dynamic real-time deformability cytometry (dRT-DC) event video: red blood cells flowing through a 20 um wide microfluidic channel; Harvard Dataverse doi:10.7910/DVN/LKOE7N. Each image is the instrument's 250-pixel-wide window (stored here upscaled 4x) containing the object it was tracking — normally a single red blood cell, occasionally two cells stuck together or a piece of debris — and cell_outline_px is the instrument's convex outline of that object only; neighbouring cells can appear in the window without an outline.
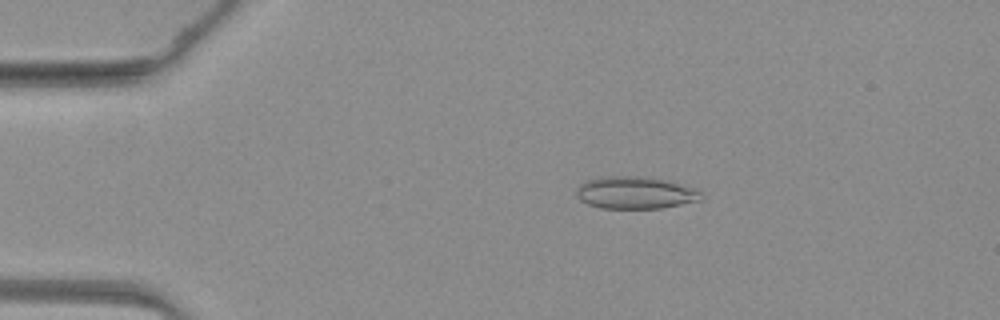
{"species": "common noctule bat (a hibernating species)", "species_latin": "Nyctalus noctula", "temperature_condition": "warm", "stored_images_in_passage": 47, "camera_frame_rate_fps": 3000, "um_per_image_px": 0.085, "animal": {"sex": "female", "body_mass_g": 19.3, "forearm_length_mm": 54.1}, "frame": {"image": 1, "passage_image": 9, "time_ms": 2.667, "image_size_px": [1000, 320], "cell_outline_px": [[704, 196], [700, 200], [660, 208], [600, 208], [588, 204], [580, 200], [576, 196], [576, 188], [580, 184], [588, 180], [612, 176], [660, 180], [692, 188], [700, 192]], "centroid_in_image_um": [53.93, 16.42], "position_along_channel_um": 31.1, "area_um2": 22.48}}
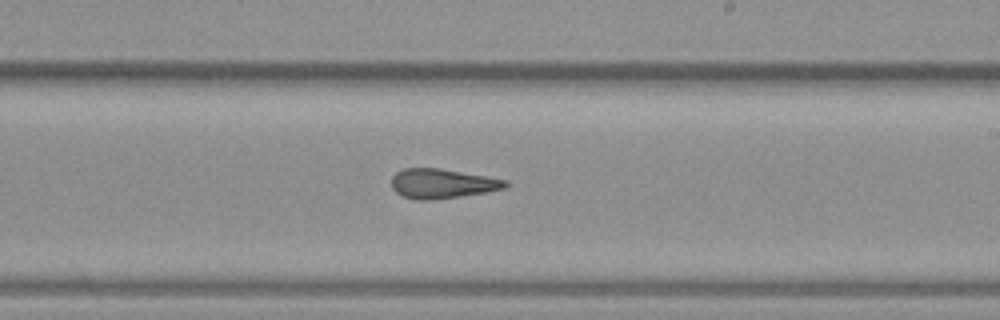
{"frame": {"image": 2, "passage_image": 28, "time_ms": 9.0, "image_size_px": [1000, 320], "cell_outline_px": [[508, 184], [504, 188], [484, 192], [460, 196], [432, 200], [416, 200], [404, 196], [396, 192], [392, 188], [392, 176], [396, 172], [404, 168], [440, 168], [488, 176], [508, 180]], "centroid_in_image_um": [37.57, 15.59], "position_along_channel_um": 251.4, "area_um2": 19.59}}
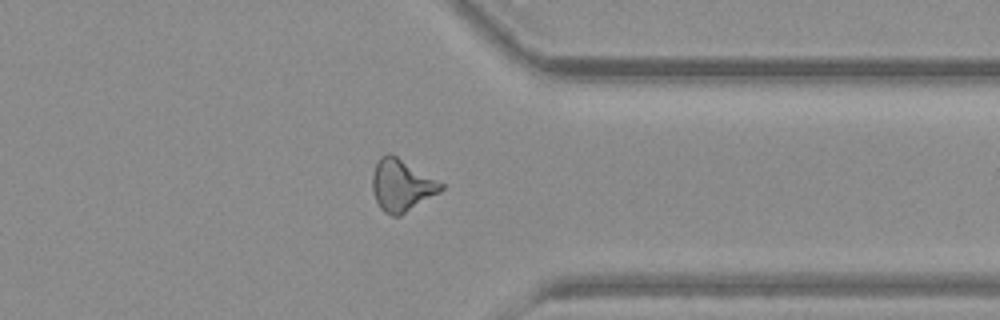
{"frame": {"image": 3, "passage_image": 37, "time_ms": 12.0, "image_size_px": [1000, 320], "cell_outline_px": [[444, 188], [440, 192], [400, 216], [392, 216], [384, 212], [380, 208], [376, 200], [372, 188], [372, 172], [376, 160], [380, 156], [388, 152], [392, 152], [444, 184]], "centroid_in_image_um": [34.11, 15.71], "position_along_channel_um": 377.3, "area_um2": 21.1}}